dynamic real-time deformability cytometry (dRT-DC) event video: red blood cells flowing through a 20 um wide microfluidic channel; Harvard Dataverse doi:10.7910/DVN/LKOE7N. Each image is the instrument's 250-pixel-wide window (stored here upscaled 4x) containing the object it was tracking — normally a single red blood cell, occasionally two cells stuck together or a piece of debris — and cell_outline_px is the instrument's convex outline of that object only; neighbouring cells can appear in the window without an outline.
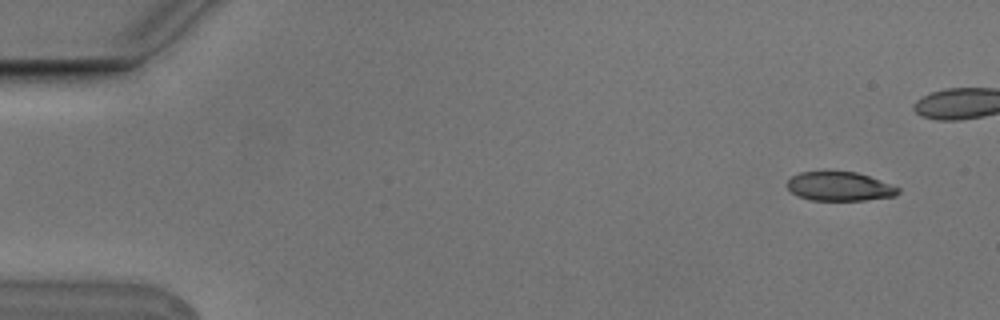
{"species": "Egyptian fruit bat (a non-hibernating species)", "species_latin": "Rousettus aegyptiacus", "temperature_condition": "cold", "stored_images_in_passage": 8, "camera_frame_rate_fps": 3000, "um_per_image_px": 0.085, "animal": {"sex": "male"}, "frame": {"image": 1, "passage_image": 1, "time_ms": 0.0, "image_size_px": [1000, 320], "cell_outline_px": [[900, 192], [896, 196], [864, 200], [808, 200], [796, 196], [788, 188], [788, 180], [792, 176], [800, 172], [856, 172], [868, 176], [900, 188]], "centroid_in_image_um": [71.35, 15.86], "position_along_channel_um": 13.6, "area_um2": 18.61}}
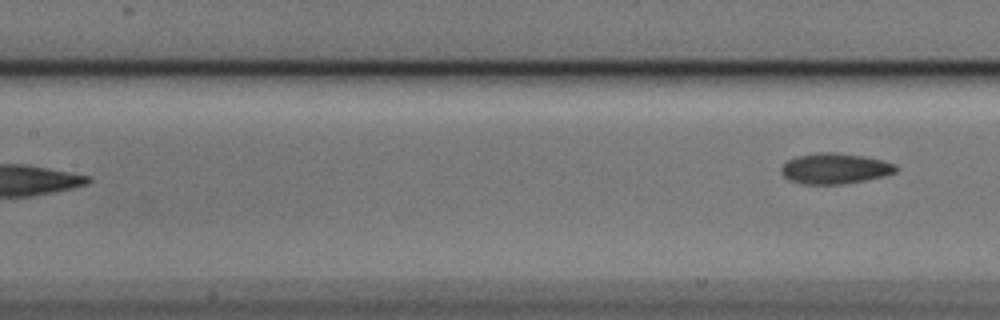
{"frame": {"image": 2, "passage_image": 8, "time_ms": 2.333, "image_size_px": [1000, 320], "cell_outline_px": [[900, 168], [896, 172], [884, 176], [864, 180], [840, 184], [804, 184], [788, 180], [780, 172], [780, 168], [788, 160], [796, 156], [816, 152], [836, 152], [864, 156], [884, 160], [896, 164]], "centroid_in_image_um": [70.98, 14.31], "position_along_channel_um": 136.4, "area_um2": 20.69}}